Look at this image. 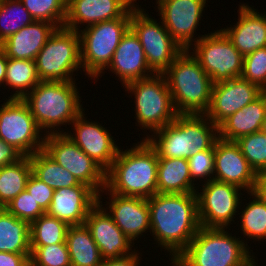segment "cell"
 I'll list each match as a JSON object with an SVG mask.
<instances>
[{
  "instance_id": "1",
  "label": "cell",
  "mask_w": 266,
  "mask_h": 266,
  "mask_svg": "<svg viewBox=\"0 0 266 266\" xmlns=\"http://www.w3.org/2000/svg\"><path fill=\"white\" fill-rule=\"evenodd\" d=\"M147 202L150 229L160 246L173 252L171 260L174 261L201 227L197 195L156 193Z\"/></svg>"
},
{
  "instance_id": "2",
  "label": "cell",
  "mask_w": 266,
  "mask_h": 266,
  "mask_svg": "<svg viewBox=\"0 0 266 266\" xmlns=\"http://www.w3.org/2000/svg\"><path fill=\"white\" fill-rule=\"evenodd\" d=\"M158 156L144 139L131 149H119L106 172V188L114 194L148 199L157 193Z\"/></svg>"
},
{
  "instance_id": "3",
  "label": "cell",
  "mask_w": 266,
  "mask_h": 266,
  "mask_svg": "<svg viewBox=\"0 0 266 266\" xmlns=\"http://www.w3.org/2000/svg\"><path fill=\"white\" fill-rule=\"evenodd\" d=\"M188 50L184 49L163 74L178 114L205 115L211 101L213 82Z\"/></svg>"
},
{
  "instance_id": "4",
  "label": "cell",
  "mask_w": 266,
  "mask_h": 266,
  "mask_svg": "<svg viewBox=\"0 0 266 266\" xmlns=\"http://www.w3.org/2000/svg\"><path fill=\"white\" fill-rule=\"evenodd\" d=\"M224 228L200 227L173 266H255L245 243Z\"/></svg>"
},
{
  "instance_id": "5",
  "label": "cell",
  "mask_w": 266,
  "mask_h": 266,
  "mask_svg": "<svg viewBox=\"0 0 266 266\" xmlns=\"http://www.w3.org/2000/svg\"><path fill=\"white\" fill-rule=\"evenodd\" d=\"M74 81H41L23 98L40 129L72 123L84 110Z\"/></svg>"
},
{
  "instance_id": "6",
  "label": "cell",
  "mask_w": 266,
  "mask_h": 266,
  "mask_svg": "<svg viewBox=\"0 0 266 266\" xmlns=\"http://www.w3.org/2000/svg\"><path fill=\"white\" fill-rule=\"evenodd\" d=\"M131 9L120 18L86 26L79 33L81 63L89 77L107 69L122 37L130 29Z\"/></svg>"
},
{
  "instance_id": "7",
  "label": "cell",
  "mask_w": 266,
  "mask_h": 266,
  "mask_svg": "<svg viewBox=\"0 0 266 266\" xmlns=\"http://www.w3.org/2000/svg\"><path fill=\"white\" fill-rule=\"evenodd\" d=\"M41 81L72 82L77 68H82L79 32L65 27L56 28L36 59Z\"/></svg>"
},
{
  "instance_id": "8",
  "label": "cell",
  "mask_w": 266,
  "mask_h": 266,
  "mask_svg": "<svg viewBox=\"0 0 266 266\" xmlns=\"http://www.w3.org/2000/svg\"><path fill=\"white\" fill-rule=\"evenodd\" d=\"M135 95L136 118L142 127L156 132L175 120L178 113L164 74H153L125 85Z\"/></svg>"
},
{
  "instance_id": "9",
  "label": "cell",
  "mask_w": 266,
  "mask_h": 266,
  "mask_svg": "<svg viewBox=\"0 0 266 266\" xmlns=\"http://www.w3.org/2000/svg\"><path fill=\"white\" fill-rule=\"evenodd\" d=\"M44 138L43 150L80 183L91 187L100 198V191L107 190L106 172L83 152L66 132L50 130ZM100 187L103 190H100Z\"/></svg>"
},
{
  "instance_id": "10",
  "label": "cell",
  "mask_w": 266,
  "mask_h": 266,
  "mask_svg": "<svg viewBox=\"0 0 266 266\" xmlns=\"http://www.w3.org/2000/svg\"><path fill=\"white\" fill-rule=\"evenodd\" d=\"M137 8H131L130 29L141 42L150 70L163 74L184 49L164 25H159L144 10Z\"/></svg>"
},
{
  "instance_id": "11",
  "label": "cell",
  "mask_w": 266,
  "mask_h": 266,
  "mask_svg": "<svg viewBox=\"0 0 266 266\" xmlns=\"http://www.w3.org/2000/svg\"><path fill=\"white\" fill-rule=\"evenodd\" d=\"M198 38L193 55L213 83L241 77L244 56L222 30Z\"/></svg>"
},
{
  "instance_id": "12",
  "label": "cell",
  "mask_w": 266,
  "mask_h": 266,
  "mask_svg": "<svg viewBox=\"0 0 266 266\" xmlns=\"http://www.w3.org/2000/svg\"><path fill=\"white\" fill-rule=\"evenodd\" d=\"M40 128L23 99L10 98L0 108V139L13 145L24 156L42 150Z\"/></svg>"
},
{
  "instance_id": "13",
  "label": "cell",
  "mask_w": 266,
  "mask_h": 266,
  "mask_svg": "<svg viewBox=\"0 0 266 266\" xmlns=\"http://www.w3.org/2000/svg\"><path fill=\"white\" fill-rule=\"evenodd\" d=\"M203 192H196L200 225L207 228H225L240 205V187L211 180L205 182ZM198 193V194H197Z\"/></svg>"
},
{
  "instance_id": "14",
  "label": "cell",
  "mask_w": 266,
  "mask_h": 266,
  "mask_svg": "<svg viewBox=\"0 0 266 266\" xmlns=\"http://www.w3.org/2000/svg\"><path fill=\"white\" fill-rule=\"evenodd\" d=\"M264 91L243 77L213 83L205 116L217 127L229 116L257 99Z\"/></svg>"
},
{
  "instance_id": "15",
  "label": "cell",
  "mask_w": 266,
  "mask_h": 266,
  "mask_svg": "<svg viewBox=\"0 0 266 266\" xmlns=\"http://www.w3.org/2000/svg\"><path fill=\"white\" fill-rule=\"evenodd\" d=\"M206 0H157L162 24L183 48L191 49Z\"/></svg>"
},
{
  "instance_id": "16",
  "label": "cell",
  "mask_w": 266,
  "mask_h": 266,
  "mask_svg": "<svg viewBox=\"0 0 266 266\" xmlns=\"http://www.w3.org/2000/svg\"><path fill=\"white\" fill-rule=\"evenodd\" d=\"M214 156V180L248 189L249 194L253 189L257 174L242 154L240 146L235 141L218 138L214 143Z\"/></svg>"
},
{
  "instance_id": "17",
  "label": "cell",
  "mask_w": 266,
  "mask_h": 266,
  "mask_svg": "<svg viewBox=\"0 0 266 266\" xmlns=\"http://www.w3.org/2000/svg\"><path fill=\"white\" fill-rule=\"evenodd\" d=\"M98 203L89 211L85 220L86 227L90 230L93 240L97 244L101 257L105 259L120 258L132 254V241L117 227L110 212Z\"/></svg>"
},
{
  "instance_id": "18",
  "label": "cell",
  "mask_w": 266,
  "mask_h": 266,
  "mask_svg": "<svg viewBox=\"0 0 266 266\" xmlns=\"http://www.w3.org/2000/svg\"><path fill=\"white\" fill-rule=\"evenodd\" d=\"M82 112L72 123L75 130L74 137L66 133L69 138L85 152L96 164L107 172L115 160L119 151L114 144L113 137L100 124L84 120Z\"/></svg>"
},
{
  "instance_id": "19",
  "label": "cell",
  "mask_w": 266,
  "mask_h": 266,
  "mask_svg": "<svg viewBox=\"0 0 266 266\" xmlns=\"http://www.w3.org/2000/svg\"><path fill=\"white\" fill-rule=\"evenodd\" d=\"M98 203V194L88 185L54 190L46 213L66 222L69 226L83 225L89 211Z\"/></svg>"
},
{
  "instance_id": "20",
  "label": "cell",
  "mask_w": 266,
  "mask_h": 266,
  "mask_svg": "<svg viewBox=\"0 0 266 266\" xmlns=\"http://www.w3.org/2000/svg\"><path fill=\"white\" fill-rule=\"evenodd\" d=\"M132 7L124 0H67L63 27L79 31L78 25L87 26L123 17Z\"/></svg>"
},
{
  "instance_id": "21",
  "label": "cell",
  "mask_w": 266,
  "mask_h": 266,
  "mask_svg": "<svg viewBox=\"0 0 266 266\" xmlns=\"http://www.w3.org/2000/svg\"><path fill=\"white\" fill-rule=\"evenodd\" d=\"M109 67L118 75L124 86L149 77V72L154 74L148 66L141 42L131 29L122 37L107 68Z\"/></svg>"
},
{
  "instance_id": "22",
  "label": "cell",
  "mask_w": 266,
  "mask_h": 266,
  "mask_svg": "<svg viewBox=\"0 0 266 266\" xmlns=\"http://www.w3.org/2000/svg\"><path fill=\"white\" fill-rule=\"evenodd\" d=\"M109 215L117 227L131 240L150 230V211L147 199L111 193Z\"/></svg>"
},
{
  "instance_id": "23",
  "label": "cell",
  "mask_w": 266,
  "mask_h": 266,
  "mask_svg": "<svg viewBox=\"0 0 266 266\" xmlns=\"http://www.w3.org/2000/svg\"><path fill=\"white\" fill-rule=\"evenodd\" d=\"M258 13L243 4L236 26L221 29L243 56L266 47V14Z\"/></svg>"
},
{
  "instance_id": "24",
  "label": "cell",
  "mask_w": 266,
  "mask_h": 266,
  "mask_svg": "<svg viewBox=\"0 0 266 266\" xmlns=\"http://www.w3.org/2000/svg\"><path fill=\"white\" fill-rule=\"evenodd\" d=\"M55 29L56 27L49 22L34 20L0 43V48L7 58L35 61Z\"/></svg>"
},
{
  "instance_id": "25",
  "label": "cell",
  "mask_w": 266,
  "mask_h": 266,
  "mask_svg": "<svg viewBox=\"0 0 266 266\" xmlns=\"http://www.w3.org/2000/svg\"><path fill=\"white\" fill-rule=\"evenodd\" d=\"M266 113V91L218 126V138L236 141L240 137L261 131Z\"/></svg>"
},
{
  "instance_id": "26",
  "label": "cell",
  "mask_w": 266,
  "mask_h": 266,
  "mask_svg": "<svg viewBox=\"0 0 266 266\" xmlns=\"http://www.w3.org/2000/svg\"><path fill=\"white\" fill-rule=\"evenodd\" d=\"M189 164L183 158H158L157 193H196Z\"/></svg>"
},
{
  "instance_id": "27",
  "label": "cell",
  "mask_w": 266,
  "mask_h": 266,
  "mask_svg": "<svg viewBox=\"0 0 266 266\" xmlns=\"http://www.w3.org/2000/svg\"><path fill=\"white\" fill-rule=\"evenodd\" d=\"M155 138H145L148 144L156 151L158 158L188 159L185 134V114H178L174 121L160 128Z\"/></svg>"
},
{
  "instance_id": "28",
  "label": "cell",
  "mask_w": 266,
  "mask_h": 266,
  "mask_svg": "<svg viewBox=\"0 0 266 266\" xmlns=\"http://www.w3.org/2000/svg\"><path fill=\"white\" fill-rule=\"evenodd\" d=\"M66 243L71 266H101L99 248L85 224L69 226Z\"/></svg>"
},
{
  "instance_id": "29",
  "label": "cell",
  "mask_w": 266,
  "mask_h": 266,
  "mask_svg": "<svg viewBox=\"0 0 266 266\" xmlns=\"http://www.w3.org/2000/svg\"><path fill=\"white\" fill-rule=\"evenodd\" d=\"M0 252L31 253L30 224L0 207Z\"/></svg>"
},
{
  "instance_id": "30",
  "label": "cell",
  "mask_w": 266,
  "mask_h": 266,
  "mask_svg": "<svg viewBox=\"0 0 266 266\" xmlns=\"http://www.w3.org/2000/svg\"><path fill=\"white\" fill-rule=\"evenodd\" d=\"M32 173L53 190L78 186L80 182L43 149L30 156Z\"/></svg>"
},
{
  "instance_id": "31",
  "label": "cell",
  "mask_w": 266,
  "mask_h": 266,
  "mask_svg": "<svg viewBox=\"0 0 266 266\" xmlns=\"http://www.w3.org/2000/svg\"><path fill=\"white\" fill-rule=\"evenodd\" d=\"M32 174L30 156L0 168V207L5 208L15 197L26 189Z\"/></svg>"
},
{
  "instance_id": "32",
  "label": "cell",
  "mask_w": 266,
  "mask_h": 266,
  "mask_svg": "<svg viewBox=\"0 0 266 266\" xmlns=\"http://www.w3.org/2000/svg\"><path fill=\"white\" fill-rule=\"evenodd\" d=\"M207 121L204 114H185L186 143L190 156L210 149L218 139V127L210 119Z\"/></svg>"
},
{
  "instance_id": "33",
  "label": "cell",
  "mask_w": 266,
  "mask_h": 266,
  "mask_svg": "<svg viewBox=\"0 0 266 266\" xmlns=\"http://www.w3.org/2000/svg\"><path fill=\"white\" fill-rule=\"evenodd\" d=\"M40 82L34 60L8 58L5 83L18 89L10 98L23 99Z\"/></svg>"
},
{
  "instance_id": "34",
  "label": "cell",
  "mask_w": 266,
  "mask_h": 266,
  "mask_svg": "<svg viewBox=\"0 0 266 266\" xmlns=\"http://www.w3.org/2000/svg\"><path fill=\"white\" fill-rule=\"evenodd\" d=\"M69 225L47 213L30 224V247L66 243Z\"/></svg>"
},
{
  "instance_id": "35",
  "label": "cell",
  "mask_w": 266,
  "mask_h": 266,
  "mask_svg": "<svg viewBox=\"0 0 266 266\" xmlns=\"http://www.w3.org/2000/svg\"><path fill=\"white\" fill-rule=\"evenodd\" d=\"M33 21L20 0H0V43Z\"/></svg>"
},
{
  "instance_id": "36",
  "label": "cell",
  "mask_w": 266,
  "mask_h": 266,
  "mask_svg": "<svg viewBox=\"0 0 266 266\" xmlns=\"http://www.w3.org/2000/svg\"><path fill=\"white\" fill-rule=\"evenodd\" d=\"M20 1L34 20L49 22L56 28L63 27L66 19L67 0Z\"/></svg>"
},
{
  "instance_id": "37",
  "label": "cell",
  "mask_w": 266,
  "mask_h": 266,
  "mask_svg": "<svg viewBox=\"0 0 266 266\" xmlns=\"http://www.w3.org/2000/svg\"><path fill=\"white\" fill-rule=\"evenodd\" d=\"M235 142L255 173H266V134L262 131L254 132Z\"/></svg>"
},
{
  "instance_id": "38",
  "label": "cell",
  "mask_w": 266,
  "mask_h": 266,
  "mask_svg": "<svg viewBox=\"0 0 266 266\" xmlns=\"http://www.w3.org/2000/svg\"><path fill=\"white\" fill-rule=\"evenodd\" d=\"M253 201L247 204L241 215V230L244 235L253 239H266V204L250 192Z\"/></svg>"
},
{
  "instance_id": "39",
  "label": "cell",
  "mask_w": 266,
  "mask_h": 266,
  "mask_svg": "<svg viewBox=\"0 0 266 266\" xmlns=\"http://www.w3.org/2000/svg\"><path fill=\"white\" fill-rule=\"evenodd\" d=\"M30 248V266H71L67 243Z\"/></svg>"
},
{
  "instance_id": "40",
  "label": "cell",
  "mask_w": 266,
  "mask_h": 266,
  "mask_svg": "<svg viewBox=\"0 0 266 266\" xmlns=\"http://www.w3.org/2000/svg\"><path fill=\"white\" fill-rule=\"evenodd\" d=\"M241 77L266 91V47L244 56Z\"/></svg>"
},
{
  "instance_id": "41",
  "label": "cell",
  "mask_w": 266,
  "mask_h": 266,
  "mask_svg": "<svg viewBox=\"0 0 266 266\" xmlns=\"http://www.w3.org/2000/svg\"><path fill=\"white\" fill-rule=\"evenodd\" d=\"M5 209L16 216L18 219L25 220L29 224L38 219L46 212L38 205L35 199L23 190L17 197H15Z\"/></svg>"
},
{
  "instance_id": "42",
  "label": "cell",
  "mask_w": 266,
  "mask_h": 266,
  "mask_svg": "<svg viewBox=\"0 0 266 266\" xmlns=\"http://www.w3.org/2000/svg\"><path fill=\"white\" fill-rule=\"evenodd\" d=\"M188 164L191 175V180L195 178H206V182L214 180L211 178V174L214 175L215 156H214V145L207 150L197 152L195 155L189 156Z\"/></svg>"
},
{
  "instance_id": "43",
  "label": "cell",
  "mask_w": 266,
  "mask_h": 266,
  "mask_svg": "<svg viewBox=\"0 0 266 266\" xmlns=\"http://www.w3.org/2000/svg\"><path fill=\"white\" fill-rule=\"evenodd\" d=\"M26 190L45 212L49 209L54 190L39 180L33 173L28 178Z\"/></svg>"
},
{
  "instance_id": "44",
  "label": "cell",
  "mask_w": 266,
  "mask_h": 266,
  "mask_svg": "<svg viewBox=\"0 0 266 266\" xmlns=\"http://www.w3.org/2000/svg\"><path fill=\"white\" fill-rule=\"evenodd\" d=\"M24 155L13 145L0 139V168L18 162Z\"/></svg>"
},
{
  "instance_id": "45",
  "label": "cell",
  "mask_w": 266,
  "mask_h": 266,
  "mask_svg": "<svg viewBox=\"0 0 266 266\" xmlns=\"http://www.w3.org/2000/svg\"><path fill=\"white\" fill-rule=\"evenodd\" d=\"M31 253L0 252V266H30Z\"/></svg>"
},
{
  "instance_id": "46",
  "label": "cell",
  "mask_w": 266,
  "mask_h": 266,
  "mask_svg": "<svg viewBox=\"0 0 266 266\" xmlns=\"http://www.w3.org/2000/svg\"><path fill=\"white\" fill-rule=\"evenodd\" d=\"M139 253H132L130 255L113 258V259H105L102 261L101 266H138V258Z\"/></svg>"
},
{
  "instance_id": "47",
  "label": "cell",
  "mask_w": 266,
  "mask_h": 266,
  "mask_svg": "<svg viewBox=\"0 0 266 266\" xmlns=\"http://www.w3.org/2000/svg\"><path fill=\"white\" fill-rule=\"evenodd\" d=\"M251 192L264 204H266V173L257 174L256 181Z\"/></svg>"
},
{
  "instance_id": "48",
  "label": "cell",
  "mask_w": 266,
  "mask_h": 266,
  "mask_svg": "<svg viewBox=\"0 0 266 266\" xmlns=\"http://www.w3.org/2000/svg\"><path fill=\"white\" fill-rule=\"evenodd\" d=\"M7 61L8 58L6 57L3 50L0 48V84L5 82Z\"/></svg>"
},
{
  "instance_id": "49",
  "label": "cell",
  "mask_w": 266,
  "mask_h": 266,
  "mask_svg": "<svg viewBox=\"0 0 266 266\" xmlns=\"http://www.w3.org/2000/svg\"><path fill=\"white\" fill-rule=\"evenodd\" d=\"M261 131H262L264 134H266V113H265V117H264V121H263V124H262Z\"/></svg>"
},
{
  "instance_id": "50",
  "label": "cell",
  "mask_w": 266,
  "mask_h": 266,
  "mask_svg": "<svg viewBox=\"0 0 266 266\" xmlns=\"http://www.w3.org/2000/svg\"><path fill=\"white\" fill-rule=\"evenodd\" d=\"M125 2H127L132 8H136L135 6H134V1L135 0H124ZM133 1V2H132ZM133 4V5H132Z\"/></svg>"
}]
</instances>
